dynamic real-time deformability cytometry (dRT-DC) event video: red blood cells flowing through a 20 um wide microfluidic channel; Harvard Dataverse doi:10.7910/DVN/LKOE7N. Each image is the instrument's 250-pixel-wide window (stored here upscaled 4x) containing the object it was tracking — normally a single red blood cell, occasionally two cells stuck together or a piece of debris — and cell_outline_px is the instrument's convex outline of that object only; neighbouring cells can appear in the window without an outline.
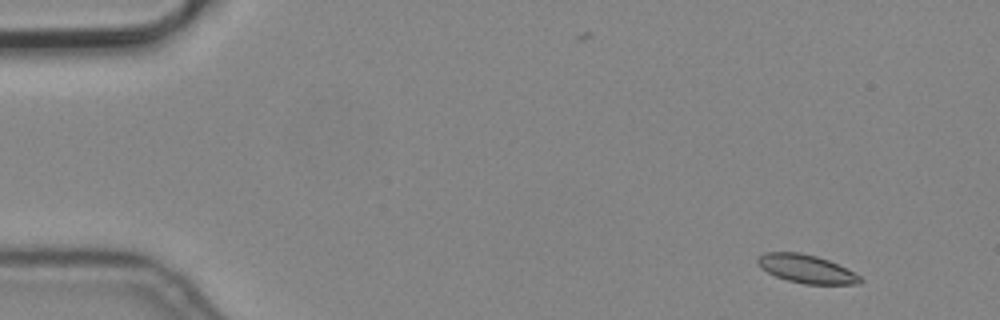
{"species": "common noctule bat (a hibernating species)", "species_latin": "Nyctalus noctula", "temperature_condition": "cold", "stored_images_in_passage": 5, "camera_frame_rate_fps": 3000, "um_per_image_px": 0.085, "animal": {"sex": "male", "body_mass_g": 19.2, "forearm_length_mm": 51.8}, "frame": {"image": 1, "passage_image": 1, "time_ms": 0.0, "image_size_px": [1000, 320], "cell_outline_px": [[864, 280], [860, 284], [804, 284], [788, 280], [776, 276], [760, 268], [756, 264], [756, 256], [764, 252], [800, 252], [816, 256], [828, 260], [860, 276]], "centroid_in_image_um": [68.48, 22.85], "position_along_channel_um": 16.5, "area_um2": 16.94}}